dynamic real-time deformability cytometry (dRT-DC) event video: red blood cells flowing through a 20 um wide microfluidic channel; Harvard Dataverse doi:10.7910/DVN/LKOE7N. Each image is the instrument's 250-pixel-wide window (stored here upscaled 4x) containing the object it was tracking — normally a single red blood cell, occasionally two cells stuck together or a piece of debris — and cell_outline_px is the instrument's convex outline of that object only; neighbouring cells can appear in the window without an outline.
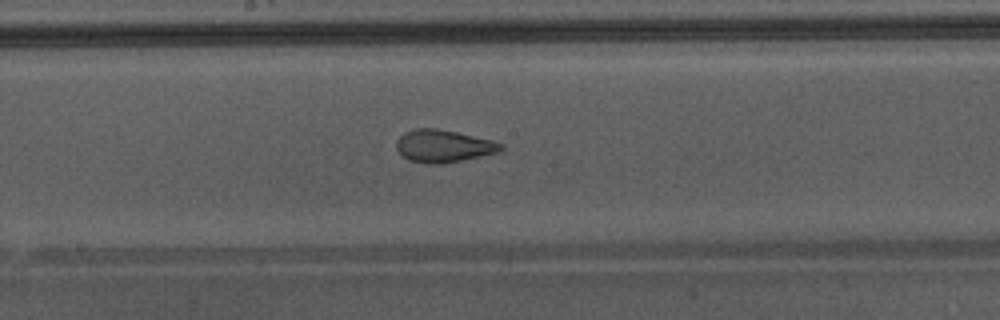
{"species": "Egyptian fruit bat (a non-hibernating species)", "species_latin": "Rousettus aegyptiacus", "temperature_condition": "warm", "stored_images_in_passage": 49, "camera_frame_rate_fps": 3000, "um_per_image_px": 0.085, "animal": {"sex": "male"}, "frame": {"image": 1, "passage_image": 28, "time_ms": 9.0, "image_size_px": [1000, 320], "cell_outline_px": [[504, 148], [500, 152], [440, 164], [428, 164], [408, 160], [396, 148], [396, 140], [404, 132], [416, 128], [436, 128], [456, 132], [492, 140], [504, 144]], "centroid_in_image_um": [37.69, 12.41], "position_along_channel_um": 210.5, "area_um2": 19.71}, "authors_computed_cell_mechanics": {"area_um2": 24.2182, "velocity_mm_per_s": 4.3771, "shape_relaxation_time_tau1_ms": 8.8582, "shape_relaxation_time_tau2_ms": 0.6908, "deformation_change_tau1": 0.1952, "deformation_change_tau2": 0.0753}}